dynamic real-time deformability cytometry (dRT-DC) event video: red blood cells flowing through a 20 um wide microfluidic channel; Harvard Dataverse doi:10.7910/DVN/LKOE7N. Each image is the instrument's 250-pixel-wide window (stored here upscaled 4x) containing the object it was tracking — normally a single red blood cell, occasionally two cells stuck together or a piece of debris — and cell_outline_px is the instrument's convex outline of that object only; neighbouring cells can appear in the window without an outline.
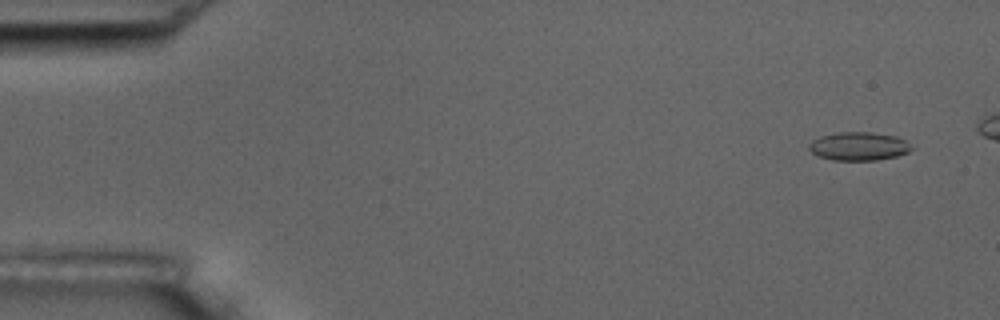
{"species": "common noctule bat (a hibernating species)", "species_latin": "Nyctalus noctula", "temperature_condition": "room temperature", "stored_images_in_passage": 8, "camera_frame_rate_fps": 3000, "um_per_image_px": 0.085, "animal": {"sex": "male", "body_mass_g": 17.5, "forearm_length_mm": 52.3}, "frame": {"image": 1, "passage_image": 2, "time_ms": 1.0, "image_size_px": [1000, 320], "cell_outline_px": [[916, 148], [908, 152], [896, 156], [876, 160], [832, 160], [816, 156], [808, 148], [808, 144], [812, 140], [820, 136], [836, 132], [872, 132], [896, 136], [904, 140]], "centroid_in_image_um": [72.98, 12.43], "position_along_channel_um": 12.0, "area_um2": 17.17}}